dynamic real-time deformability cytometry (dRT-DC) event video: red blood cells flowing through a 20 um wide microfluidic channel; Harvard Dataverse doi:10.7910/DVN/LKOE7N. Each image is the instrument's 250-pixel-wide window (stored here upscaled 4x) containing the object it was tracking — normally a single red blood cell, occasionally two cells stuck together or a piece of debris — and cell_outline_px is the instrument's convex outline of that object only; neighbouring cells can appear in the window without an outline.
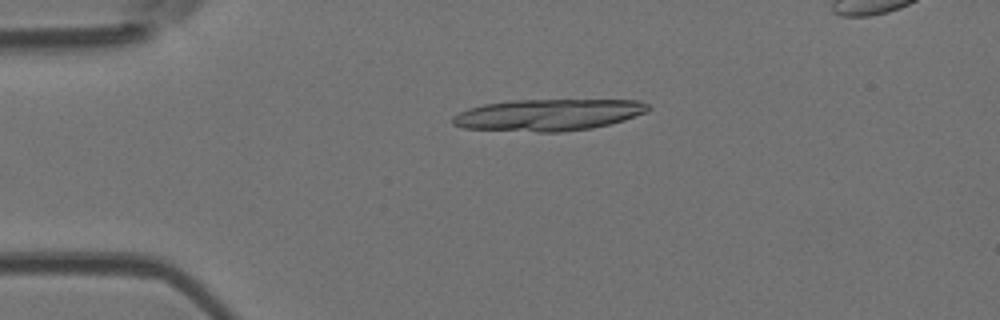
{"species": "Egyptian fruit bat (a non-hibernating species)", "species_latin": "Rousettus aegyptiacus", "temperature_condition": "room temperature", "stored_images_in_passage": 8, "camera_frame_rate_fps": 3000, "um_per_image_px": 0.085, "animal": {"sex": "female"}, "frame": {"image": 1, "passage_image": 1, "time_ms": 0.0, "image_size_px": [1000, 320], "cell_outline_px": [[652, 108], [644, 112], [624, 120], [592, 128], [560, 132], [536, 132], [464, 128], [452, 124], [452, 116], [468, 108], [484, 104], [512, 100], [640, 100], [648, 104]], "centroid_in_image_um": [46.59, 9.76], "position_along_channel_um": 38.4, "area_um2": 36.01}}